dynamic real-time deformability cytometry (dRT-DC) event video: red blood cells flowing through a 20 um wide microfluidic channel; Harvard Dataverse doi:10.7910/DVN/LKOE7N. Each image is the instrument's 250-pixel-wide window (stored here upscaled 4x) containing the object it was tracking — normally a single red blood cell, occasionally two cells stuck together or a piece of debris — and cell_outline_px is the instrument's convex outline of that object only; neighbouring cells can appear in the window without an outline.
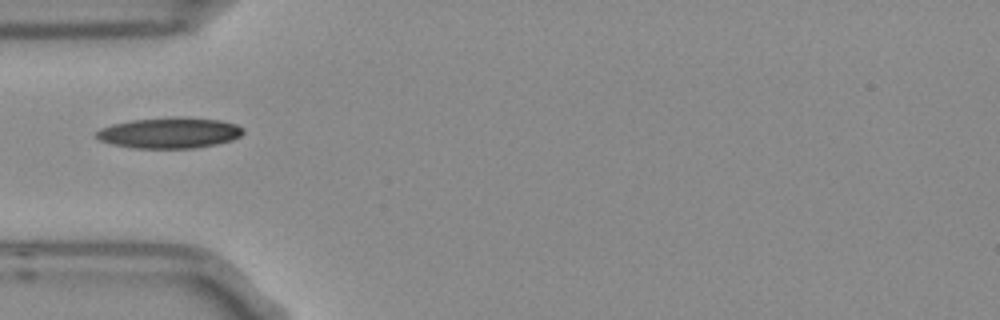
{"species": "Egyptian fruit bat (a non-hibernating species)", "species_latin": "Rousettus aegyptiacus", "temperature_condition": "room temperature", "stored_images_in_passage": 1, "camera_frame_rate_fps": 3000, "um_per_image_px": 0.085, "frame": {"image": 1, "passage_image": 1, "time_ms": 0.0, "image_size_px": [1000, 320], "cell_outline_px": [[244, 132], [240, 136], [232, 140], [216, 144], [192, 148], [136, 148], [112, 144], [100, 140], [96, 136], [96, 132], [100, 128], [112, 124], [132, 120], [168, 116], [184, 116], [220, 120], [236, 124], [244, 128]], "centroid_in_image_um": [14.43, 11.27], "position_along_channel_um": 70.6, "area_um2": 26.59}}